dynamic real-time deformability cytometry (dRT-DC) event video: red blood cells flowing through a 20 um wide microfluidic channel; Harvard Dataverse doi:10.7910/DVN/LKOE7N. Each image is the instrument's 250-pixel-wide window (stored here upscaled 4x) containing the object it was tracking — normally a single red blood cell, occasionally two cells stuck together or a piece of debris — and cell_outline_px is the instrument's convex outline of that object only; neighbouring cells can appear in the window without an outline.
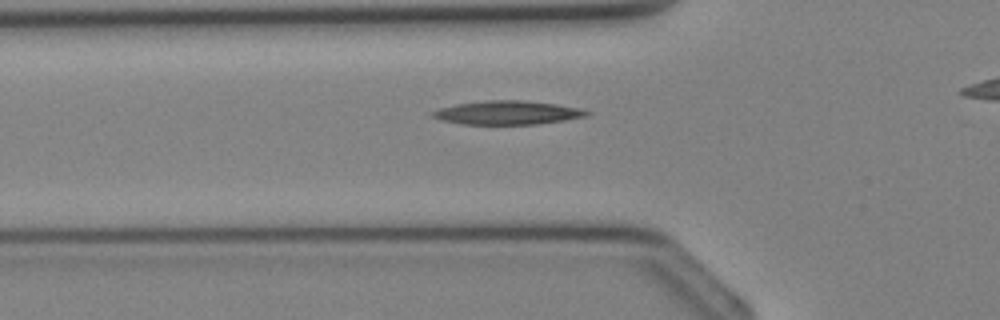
{"species": "Egyptian fruit bat (a non-hibernating species)", "species_latin": "Rousettus aegyptiacus", "temperature_condition": "cold", "stored_images_in_passage": 27, "camera_frame_rate_fps": 3000, "um_per_image_px": 0.085, "animal": {"sex": "female"}, "frame": {"image": 1, "passage_image": 8, "time_ms": 2.333, "image_size_px": [1000, 320], "cell_outline_px": [[592, 112], [588, 116], [564, 120], [536, 124], [460, 124], [440, 120], [432, 116], [428, 112], [440, 108], [456, 104], [484, 100], [524, 100], [556, 104], [580, 108]], "centroid_in_image_um": [43.11, 9.57], "position_along_channel_um": 82.7, "area_um2": 21.44}}
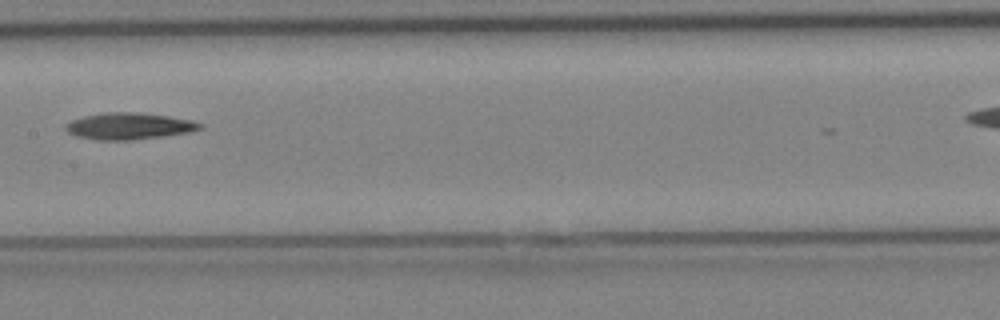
{"frame": {"image": 2, "passage_image": 14, "time_ms": 4.333, "image_size_px": [1000, 320], "cell_outline_px": [[204, 128], [188, 132], [160, 136], [128, 140], [96, 140], [76, 136], [68, 132], [64, 128], [64, 124], [72, 120], [84, 116], [104, 112], [136, 112], [168, 116], [192, 120], [204, 124]], "centroid_in_image_um": [10.94, 10.71], "position_along_channel_um": 196.5, "area_um2": 20.81}}
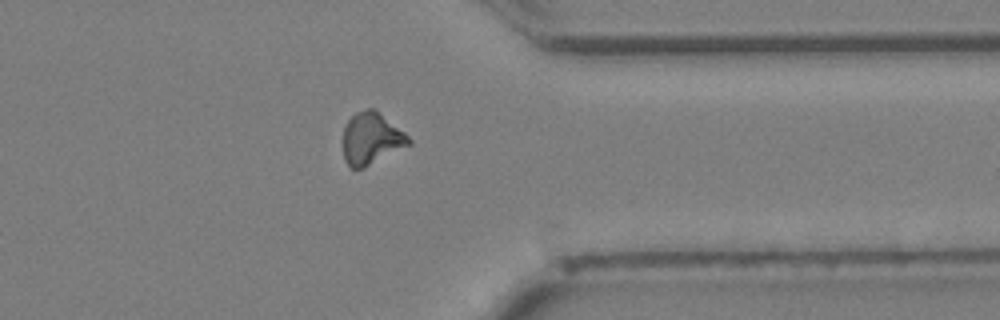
{"frame": {"image": 3, "passage_image": 24, "time_ms": 7.667, "image_size_px": [1000, 320], "cell_outline_px": [[412, 144], [364, 168], [352, 168], [344, 160], [344, 124], [356, 112], [364, 108], [372, 108], [404, 132], [412, 140]], "centroid_in_image_um": [31.56, 11.79], "position_along_channel_um": 379.8, "area_um2": 19.71}}